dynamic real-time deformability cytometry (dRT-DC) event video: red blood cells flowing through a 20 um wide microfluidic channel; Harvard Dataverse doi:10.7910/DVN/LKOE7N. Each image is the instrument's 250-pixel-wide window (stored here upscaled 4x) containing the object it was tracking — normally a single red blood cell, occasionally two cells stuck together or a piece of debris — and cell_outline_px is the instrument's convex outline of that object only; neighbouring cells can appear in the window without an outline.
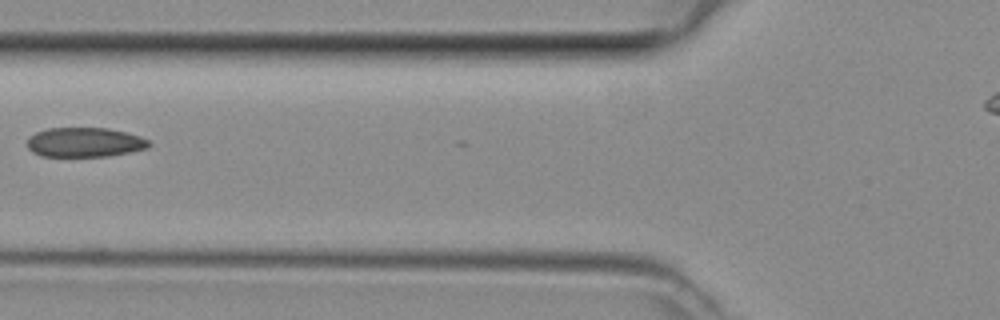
{"species": "common noctule bat (a hibernating species)", "species_latin": "Nyctalus noctula", "temperature_condition": "room temperature", "stored_images_in_passage": 2, "camera_frame_rate_fps": 3000, "um_per_image_px": 0.085, "animal": {"sex": "female", "body_mass_g": 29.2, "forearm_length_mm": 56.3}, "frame": {"image": 1, "passage_image": 2, "time_ms": 0.333, "image_size_px": [1000, 320], "cell_outline_px": [[152, 144], [148, 148], [108, 156], [40, 156], [32, 152], [28, 148], [28, 136], [36, 132], [48, 128], [108, 128], [128, 132], [140, 136], [148, 140]], "centroid_in_image_um": [7.2, 12.09], "position_along_channel_um": 118.6, "area_um2": 21.04}}